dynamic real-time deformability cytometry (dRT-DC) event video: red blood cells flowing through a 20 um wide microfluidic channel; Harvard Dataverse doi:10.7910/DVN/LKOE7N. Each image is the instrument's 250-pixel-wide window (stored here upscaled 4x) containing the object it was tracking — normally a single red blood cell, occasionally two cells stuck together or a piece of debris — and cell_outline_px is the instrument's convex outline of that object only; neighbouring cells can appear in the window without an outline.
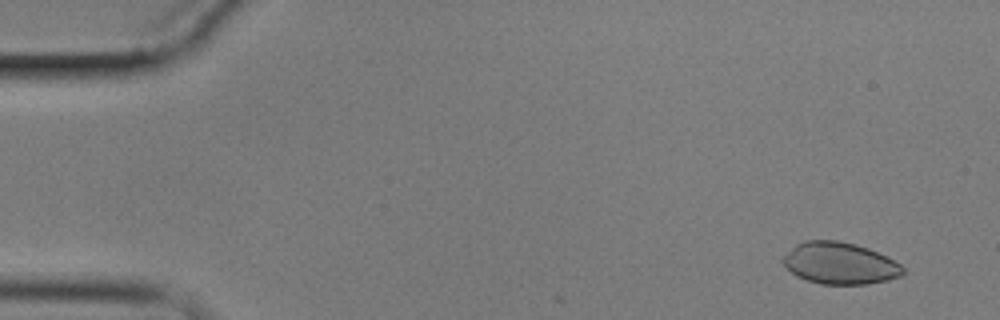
{"species": "common noctule bat (a hibernating species)", "species_latin": "Nyctalus noctula", "temperature_condition": "cold", "stored_images_in_passage": 9, "camera_frame_rate_fps": 3000, "um_per_image_px": 0.085, "animal": {"sex": "male", "body_mass_g": 17.9}, "frame": {"image": 1, "passage_image": 1, "time_ms": 0.0, "image_size_px": [1000, 320], "cell_outline_px": [[904, 272], [900, 276], [888, 280], [868, 284], [820, 284], [796, 276], [784, 264], [784, 256], [796, 244], [804, 240], [836, 240], [856, 244], [868, 248], [900, 264], [904, 268]], "centroid_in_image_um": [71.39, 22.38], "position_along_channel_um": 13.6, "area_um2": 28.9}}
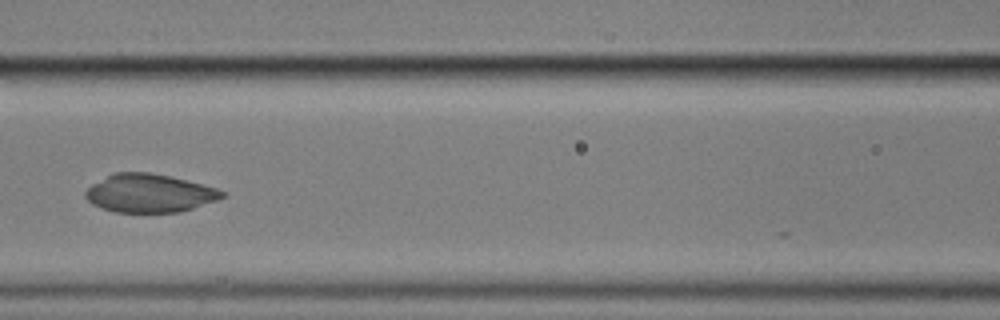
{"frame": {"image": 2, "passage_image": 7, "time_ms": 7.333, "image_size_px": [1000, 320], "cell_outline_px": [[228, 196], [180, 212], [112, 212], [100, 208], [92, 204], [84, 196], [84, 192], [92, 184], [116, 172], [148, 172], [172, 176], [216, 188], [228, 192]], "centroid_in_image_um": [12.71, 16.42], "position_along_channel_um": 153.9, "area_um2": 30.58}}
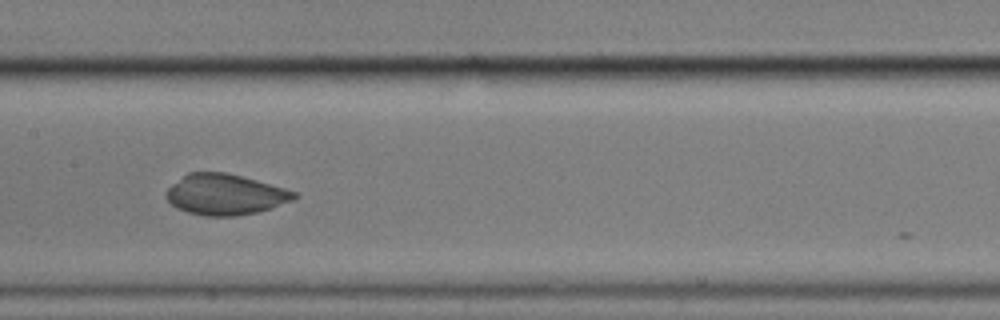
{"frame": {"image": 3, "passage_image": 8, "time_ms": 8.333, "image_size_px": [1000, 320], "cell_outline_px": [[300, 196], [292, 200], [272, 208], [256, 212], [232, 216], [204, 216], [188, 212], [176, 208], [164, 196], [164, 192], [172, 184], [188, 172], [224, 172], [256, 180], [284, 188], [296, 192]], "centroid_in_image_um": [19.11, 16.53], "position_along_channel_um": 188.3, "area_um2": 30.29}}